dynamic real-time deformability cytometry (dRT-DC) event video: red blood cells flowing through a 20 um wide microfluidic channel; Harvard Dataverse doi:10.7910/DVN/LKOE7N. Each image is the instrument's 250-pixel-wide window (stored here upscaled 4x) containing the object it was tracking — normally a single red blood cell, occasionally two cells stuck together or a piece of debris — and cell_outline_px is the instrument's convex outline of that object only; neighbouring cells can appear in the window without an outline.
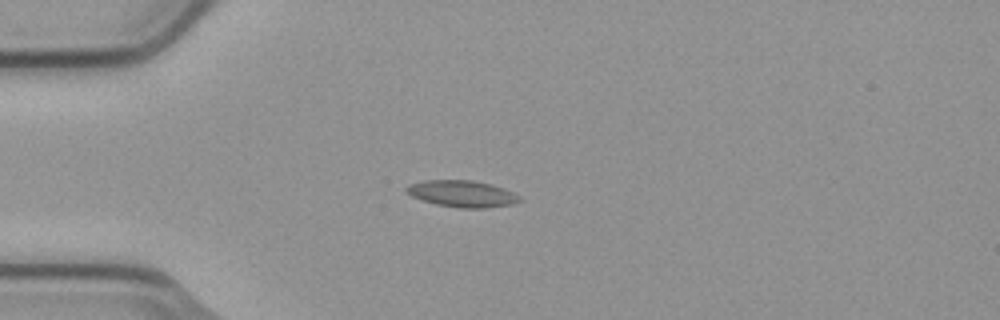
{"species": "common noctule bat (a hibernating species)", "species_latin": "Nyctalus noctula", "temperature_condition": "cold", "stored_images_in_passage": 4, "camera_frame_rate_fps": 3000, "um_per_image_px": 0.085, "animal": {"sex": "male", "body_mass_g": 23.1, "forearm_length_mm": 52.7}, "frame": {"image": 1, "passage_image": 4, "time_ms": 1.0, "image_size_px": [1000, 320], "cell_outline_px": [[524, 200], [512, 204], [484, 208], [460, 208], [436, 204], [412, 196], [404, 188], [408, 184], [424, 180], [472, 180], [504, 188], [520, 196]], "centroid_in_image_um": [39.29, 16.46], "position_along_channel_um": 45.7, "area_um2": 17.46}}